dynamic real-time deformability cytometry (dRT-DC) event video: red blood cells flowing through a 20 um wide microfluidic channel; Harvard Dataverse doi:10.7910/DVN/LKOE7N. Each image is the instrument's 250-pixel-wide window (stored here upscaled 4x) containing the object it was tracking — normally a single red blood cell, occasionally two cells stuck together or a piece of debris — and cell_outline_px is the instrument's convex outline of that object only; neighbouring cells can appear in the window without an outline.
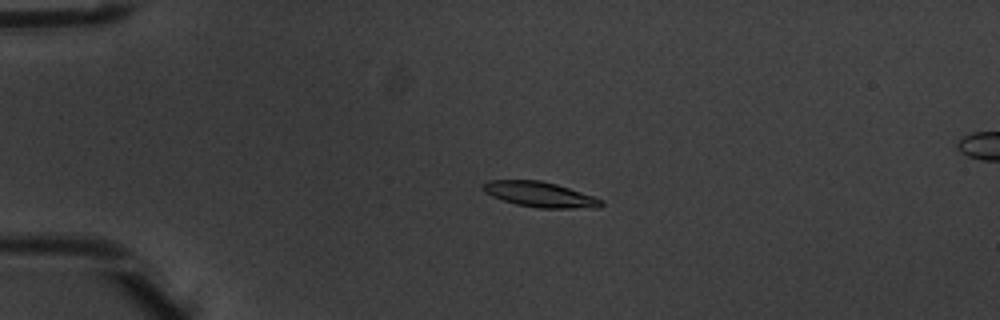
{"species": "common noctule bat (a hibernating species)", "species_latin": "Nyctalus noctula", "temperature_condition": "warm", "stored_images_in_passage": 6, "segment_of_instrument_passage": [1, 2], "camera_frame_rate_fps": 3000, "um_per_image_px": 0.085, "animal": {"sex": "male", "body_mass_g": 20.1, "forearm_length_mm": 53.5}, "frame": {"image": 1, "passage_image": 4, "time_ms": 1.0, "image_size_px": [1000, 320], "cell_outline_px": [[604, 204], [600, 208], [536, 208], [516, 204], [492, 196], [484, 192], [480, 188], [480, 184], [488, 180], [540, 180], [556, 184], [604, 200]], "centroid_in_image_um": [45.86, 16.53], "position_along_channel_um": 39.1, "area_um2": 17.51}}